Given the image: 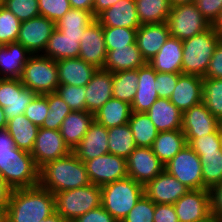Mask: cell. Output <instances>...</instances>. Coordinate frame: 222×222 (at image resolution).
<instances>
[{
  "instance_id": "cell-13",
  "label": "cell",
  "mask_w": 222,
  "mask_h": 222,
  "mask_svg": "<svg viewBox=\"0 0 222 222\" xmlns=\"http://www.w3.org/2000/svg\"><path fill=\"white\" fill-rule=\"evenodd\" d=\"M71 152L59 130L40 127L31 155L36 166L40 168L47 162L63 158Z\"/></svg>"
},
{
  "instance_id": "cell-42",
  "label": "cell",
  "mask_w": 222,
  "mask_h": 222,
  "mask_svg": "<svg viewBox=\"0 0 222 222\" xmlns=\"http://www.w3.org/2000/svg\"><path fill=\"white\" fill-rule=\"evenodd\" d=\"M202 102L214 117L222 120V79L204 78Z\"/></svg>"
},
{
  "instance_id": "cell-65",
  "label": "cell",
  "mask_w": 222,
  "mask_h": 222,
  "mask_svg": "<svg viewBox=\"0 0 222 222\" xmlns=\"http://www.w3.org/2000/svg\"><path fill=\"white\" fill-rule=\"evenodd\" d=\"M219 135H220V144H221V150H222V126H219Z\"/></svg>"
},
{
  "instance_id": "cell-40",
  "label": "cell",
  "mask_w": 222,
  "mask_h": 222,
  "mask_svg": "<svg viewBox=\"0 0 222 222\" xmlns=\"http://www.w3.org/2000/svg\"><path fill=\"white\" fill-rule=\"evenodd\" d=\"M202 164L203 189L222 182V151L197 153Z\"/></svg>"
},
{
  "instance_id": "cell-47",
  "label": "cell",
  "mask_w": 222,
  "mask_h": 222,
  "mask_svg": "<svg viewBox=\"0 0 222 222\" xmlns=\"http://www.w3.org/2000/svg\"><path fill=\"white\" fill-rule=\"evenodd\" d=\"M155 203L145 194L121 222H153Z\"/></svg>"
},
{
  "instance_id": "cell-55",
  "label": "cell",
  "mask_w": 222,
  "mask_h": 222,
  "mask_svg": "<svg viewBox=\"0 0 222 222\" xmlns=\"http://www.w3.org/2000/svg\"><path fill=\"white\" fill-rule=\"evenodd\" d=\"M153 222H179L173 204H155Z\"/></svg>"
},
{
  "instance_id": "cell-64",
  "label": "cell",
  "mask_w": 222,
  "mask_h": 222,
  "mask_svg": "<svg viewBox=\"0 0 222 222\" xmlns=\"http://www.w3.org/2000/svg\"><path fill=\"white\" fill-rule=\"evenodd\" d=\"M0 222H6V210L0 209Z\"/></svg>"
},
{
  "instance_id": "cell-17",
  "label": "cell",
  "mask_w": 222,
  "mask_h": 222,
  "mask_svg": "<svg viewBox=\"0 0 222 222\" xmlns=\"http://www.w3.org/2000/svg\"><path fill=\"white\" fill-rule=\"evenodd\" d=\"M106 57L103 26L95 20L84 30L80 39L79 58L97 69H103Z\"/></svg>"
},
{
  "instance_id": "cell-15",
  "label": "cell",
  "mask_w": 222,
  "mask_h": 222,
  "mask_svg": "<svg viewBox=\"0 0 222 222\" xmlns=\"http://www.w3.org/2000/svg\"><path fill=\"white\" fill-rule=\"evenodd\" d=\"M128 177L145 186L164 170L151 147H136L126 158Z\"/></svg>"
},
{
  "instance_id": "cell-10",
  "label": "cell",
  "mask_w": 222,
  "mask_h": 222,
  "mask_svg": "<svg viewBox=\"0 0 222 222\" xmlns=\"http://www.w3.org/2000/svg\"><path fill=\"white\" fill-rule=\"evenodd\" d=\"M36 95L35 92L23 86L20 78H0V106L7 121L24 114Z\"/></svg>"
},
{
  "instance_id": "cell-63",
  "label": "cell",
  "mask_w": 222,
  "mask_h": 222,
  "mask_svg": "<svg viewBox=\"0 0 222 222\" xmlns=\"http://www.w3.org/2000/svg\"><path fill=\"white\" fill-rule=\"evenodd\" d=\"M172 7L181 5V4H190L195 3V0H169Z\"/></svg>"
},
{
  "instance_id": "cell-37",
  "label": "cell",
  "mask_w": 222,
  "mask_h": 222,
  "mask_svg": "<svg viewBox=\"0 0 222 222\" xmlns=\"http://www.w3.org/2000/svg\"><path fill=\"white\" fill-rule=\"evenodd\" d=\"M141 25L167 22L171 12L169 0H135Z\"/></svg>"
},
{
  "instance_id": "cell-2",
  "label": "cell",
  "mask_w": 222,
  "mask_h": 222,
  "mask_svg": "<svg viewBox=\"0 0 222 222\" xmlns=\"http://www.w3.org/2000/svg\"><path fill=\"white\" fill-rule=\"evenodd\" d=\"M56 211L55 195L39 185L13 189L6 208V222H41Z\"/></svg>"
},
{
  "instance_id": "cell-58",
  "label": "cell",
  "mask_w": 222,
  "mask_h": 222,
  "mask_svg": "<svg viewBox=\"0 0 222 222\" xmlns=\"http://www.w3.org/2000/svg\"><path fill=\"white\" fill-rule=\"evenodd\" d=\"M119 0H94L92 7V12L95 17H97L105 9L110 8Z\"/></svg>"
},
{
  "instance_id": "cell-32",
  "label": "cell",
  "mask_w": 222,
  "mask_h": 222,
  "mask_svg": "<svg viewBox=\"0 0 222 222\" xmlns=\"http://www.w3.org/2000/svg\"><path fill=\"white\" fill-rule=\"evenodd\" d=\"M82 37L64 36L57 28L48 40L43 56L54 61L65 58H78L80 51V39Z\"/></svg>"
},
{
  "instance_id": "cell-24",
  "label": "cell",
  "mask_w": 222,
  "mask_h": 222,
  "mask_svg": "<svg viewBox=\"0 0 222 222\" xmlns=\"http://www.w3.org/2000/svg\"><path fill=\"white\" fill-rule=\"evenodd\" d=\"M56 64L60 85L86 86L97 70L79 57L60 59Z\"/></svg>"
},
{
  "instance_id": "cell-6",
  "label": "cell",
  "mask_w": 222,
  "mask_h": 222,
  "mask_svg": "<svg viewBox=\"0 0 222 222\" xmlns=\"http://www.w3.org/2000/svg\"><path fill=\"white\" fill-rule=\"evenodd\" d=\"M100 206L101 186L93 183L55 194L56 212L68 222Z\"/></svg>"
},
{
  "instance_id": "cell-50",
  "label": "cell",
  "mask_w": 222,
  "mask_h": 222,
  "mask_svg": "<svg viewBox=\"0 0 222 222\" xmlns=\"http://www.w3.org/2000/svg\"><path fill=\"white\" fill-rule=\"evenodd\" d=\"M49 110L47 94H37L25 109L24 115L35 125L41 127Z\"/></svg>"
},
{
  "instance_id": "cell-44",
  "label": "cell",
  "mask_w": 222,
  "mask_h": 222,
  "mask_svg": "<svg viewBox=\"0 0 222 222\" xmlns=\"http://www.w3.org/2000/svg\"><path fill=\"white\" fill-rule=\"evenodd\" d=\"M21 21L4 6L0 7V46L17 42Z\"/></svg>"
},
{
  "instance_id": "cell-3",
  "label": "cell",
  "mask_w": 222,
  "mask_h": 222,
  "mask_svg": "<svg viewBox=\"0 0 222 222\" xmlns=\"http://www.w3.org/2000/svg\"><path fill=\"white\" fill-rule=\"evenodd\" d=\"M86 166L71 152L69 155L49 161L39 168V186L54 195L60 191L89 185Z\"/></svg>"
},
{
  "instance_id": "cell-67",
  "label": "cell",
  "mask_w": 222,
  "mask_h": 222,
  "mask_svg": "<svg viewBox=\"0 0 222 222\" xmlns=\"http://www.w3.org/2000/svg\"><path fill=\"white\" fill-rule=\"evenodd\" d=\"M3 1H4V0H0V7L3 6Z\"/></svg>"
},
{
  "instance_id": "cell-25",
  "label": "cell",
  "mask_w": 222,
  "mask_h": 222,
  "mask_svg": "<svg viewBox=\"0 0 222 222\" xmlns=\"http://www.w3.org/2000/svg\"><path fill=\"white\" fill-rule=\"evenodd\" d=\"M182 58L183 41L170 36L148 64L156 72L182 73Z\"/></svg>"
},
{
  "instance_id": "cell-5",
  "label": "cell",
  "mask_w": 222,
  "mask_h": 222,
  "mask_svg": "<svg viewBox=\"0 0 222 222\" xmlns=\"http://www.w3.org/2000/svg\"><path fill=\"white\" fill-rule=\"evenodd\" d=\"M219 41L212 26L205 32L183 40L182 74L204 77Z\"/></svg>"
},
{
  "instance_id": "cell-39",
  "label": "cell",
  "mask_w": 222,
  "mask_h": 222,
  "mask_svg": "<svg viewBox=\"0 0 222 222\" xmlns=\"http://www.w3.org/2000/svg\"><path fill=\"white\" fill-rule=\"evenodd\" d=\"M109 153L127 158L136 148V142L128 123L108 128Z\"/></svg>"
},
{
  "instance_id": "cell-20",
  "label": "cell",
  "mask_w": 222,
  "mask_h": 222,
  "mask_svg": "<svg viewBox=\"0 0 222 222\" xmlns=\"http://www.w3.org/2000/svg\"><path fill=\"white\" fill-rule=\"evenodd\" d=\"M203 80V77L197 75L181 73L170 101L181 112L201 103L203 101Z\"/></svg>"
},
{
  "instance_id": "cell-22",
  "label": "cell",
  "mask_w": 222,
  "mask_h": 222,
  "mask_svg": "<svg viewBox=\"0 0 222 222\" xmlns=\"http://www.w3.org/2000/svg\"><path fill=\"white\" fill-rule=\"evenodd\" d=\"M170 37L167 22L144 24L137 29L136 43L148 63Z\"/></svg>"
},
{
  "instance_id": "cell-38",
  "label": "cell",
  "mask_w": 222,
  "mask_h": 222,
  "mask_svg": "<svg viewBox=\"0 0 222 222\" xmlns=\"http://www.w3.org/2000/svg\"><path fill=\"white\" fill-rule=\"evenodd\" d=\"M138 69L112 73V97L132 104L138 85Z\"/></svg>"
},
{
  "instance_id": "cell-49",
  "label": "cell",
  "mask_w": 222,
  "mask_h": 222,
  "mask_svg": "<svg viewBox=\"0 0 222 222\" xmlns=\"http://www.w3.org/2000/svg\"><path fill=\"white\" fill-rule=\"evenodd\" d=\"M187 144L196 153H211L221 150L219 129L212 133L201 137H185Z\"/></svg>"
},
{
  "instance_id": "cell-12",
  "label": "cell",
  "mask_w": 222,
  "mask_h": 222,
  "mask_svg": "<svg viewBox=\"0 0 222 222\" xmlns=\"http://www.w3.org/2000/svg\"><path fill=\"white\" fill-rule=\"evenodd\" d=\"M91 183L105 185L128 177L126 158L114 154L100 155L85 162Z\"/></svg>"
},
{
  "instance_id": "cell-19",
  "label": "cell",
  "mask_w": 222,
  "mask_h": 222,
  "mask_svg": "<svg viewBox=\"0 0 222 222\" xmlns=\"http://www.w3.org/2000/svg\"><path fill=\"white\" fill-rule=\"evenodd\" d=\"M96 20L103 27L138 29L141 26L135 0H119L101 12Z\"/></svg>"
},
{
  "instance_id": "cell-41",
  "label": "cell",
  "mask_w": 222,
  "mask_h": 222,
  "mask_svg": "<svg viewBox=\"0 0 222 222\" xmlns=\"http://www.w3.org/2000/svg\"><path fill=\"white\" fill-rule=\"evenodd\" d=\"M47 100L49 110L41 128L59 130L63 120L72 110L56 92L47 93Z\"/></svg>"
},
{
  "instance_id": "cell-18",
  "label": "cell",
  "mask_w": 222,
  "mask_h": 222,
  "mask_svg": "<svg viewBox=\"0 0 222 222\" xmlns=\"http://www.w3.org/2000/svg\"><path fill=\"white\" fill-rule=\"evenodd\" d=\"M220 121L214 117L203 102L182 112V131L185 137H201L219 129Z\"/></svg>"
},
{
  "instance_id": "cell-57",
  "label": "cell",
  "mask_w": 222,
  "mask_h": 222,
  "mask_svg": "<svg viewBox=\"0 0 222 222\" xmlns=\"http://www.w3.org/2000/svg\"><path fill=\"white\" fill-rule=\"evenodd\" d=\"M12 190L13 189L6 183V181L3 179L2 175L0 174V209L1 210H6Z\"/></svg>"
},
{
  "instance_id": "cell-51",
  "label": "cell",
  "mask_w": 222,
  "mask_h": 222,
  "mask_svg": "<svg viewBox=\"0 0 222 222\" xmlns=\"http://www.w3.org/2000/svg\"><path fill=\"white\" fill-rule=\"evenodd\" d=\"M181 73L156 72V86L159 98L170 99Z\"/></svg>"
},
{
  "instance_id": "cell-60",
  "label": "cell",
  "mask_w": 222,
  "mask_h": 222,
  "mask_svg": "<svg viewBox=\"0 0 222 222\" xmlns=\"http://www.w3.org/2000/svg\"><path fill=\"white\" fill-rule=\"evenodd\" d=\"M212 28L220 40H222V10L220 11L218 18L213 22Z\"/></svg>"
},
{
  "instance_id": "cell-8",
  "label": "cell",
  "mask_w": 222,
  "mask_h": 222,
  "mask_svg": "<svg viewBox=\"0 0 222 222\" xmlns=\"http://www.w3.org/2000/svg\"><path fill=\"white\" fill-rule=\"evenodd\" d=\"M167 24L170 36L182 41L205 32L212 26L202 16L195 3L171 7Z\"/></svg>"
},
{
  "instance_id": "cell-30",
  "label": "cell",
  "mask_w": 222,
  "mask_h": 222,
  "mask_svg": "<svg viewBox=\"0 0 222 222\" xmlns=\"http://www.w3.org/2000/svg\"><path fill=\"white\" fill-rule=\"evenodd\" d=\"M94 120V114L88 111H71L65 117L59 131L71 150L80 143Z\"/></svg>"
},
{
  "instance_id": "cell-34",
  "label": "cell",
  "mask_w": 222,
  "mask_h": 222,
  "mask_svg": "<svg viewBox=\"0 0 222 222\" xmlns=\"http://www.w3.org/2000/svg\"><path fill=\"white\" fill-rule=\"evenodd\" d=\"M131 112L130 104L112 97L94 113V119L108 129L128 123Z\"/></svg>"
},
{
  "instance_id": "cell-27",
  "label": "cell",
  "mask_w": 222,
  "mask_h": 222,
  "mask_svg": "<svg viewBox=\"0 0 222 222\" xmlns=\"http://www.w3.org/2000/svg\"><path fill=\"white\" fill-rule=\"evenodd\" d=\"M146 113L159 132L182 129V112L170 99L158 98Z\"/></svg>"
},
{
  "instance_id": "cell-29",
  "label": "cell",
  "mask_w": 222,
  "mask_h": 222,
  "mask_svg": "<svg viewBox=\"0 0 222 222\" xmlns=\"http://www.w3.org/2000/svg\"><path fill=\"white\" fill-rule=\"evenodd\" d=\"M31 55L17 42L0 46V78H20Z\"/></svg>"
},
{
  "instance_id": "cell-4",
  "label": "cell",
  "mask_w": 222,
  "mask_h": 222,
  "mask_svg": "<svg viewBox=\"0 0 222 222\" xmlns=\"http://www.w3.org/2000/svg\"><path fill=\"white\" fill-rule=\"evenodd\" d=\"M144 195V186L126 177L101 186V206L121 222Z\"/></svg>"
},
{
  "instance_id": "cell-16",
  "label": "cell",
  "mask_w": 222,
  "mask_h": 222,
  "mask_svg": "<svg viewBox=\"0 0 222 222\" xmlns=\"http://www.w3.org/2000/svg\"><path fill=\"white\" fill-rule=\"evenodd\" d=\"M190 189L163 170L144 186V194L155 204H174Z\"/></svg>"
},
{
  "instance_id": "cell-52",
  "label": "cell",
  "mask_w": 222,
  "mask_h": 222,
  "mask_svg": "<svg viewBox=\"0 0 222 222\" xmlns=\"http://www.w3.org/2000/svg\"><path fill=\"white\" fill-rule=\"evenodd\" d=\"M202 16L212 25L222 10V0H195Z\"/></svg>"
},
{
  "instance_id": "cell-23",
  "label": "cell",
  "mask_w": 222,
  "mask_h": 222,
  "mask_svg": "<svg viewBox=\"0 0 222 222\" xmlns=\"http://www.w3.org/2000/svg\"><path fill=\"white\" fill-rule=\"evenodd\" d=\"M86 111L95 113L112 98V72L97 69L85 86Z\"/></svg>"
},
{
  "instance_id": "cell-35",
  "label": "cell",
  "mask_w": 222,
  "mask_h": 222,
  "mask_svg": "<svg viewBox=\"0 0 222 222\" xmlns=\"http://www.w3.org/2000/svg\"><path fill=\"white\" fill-rule=\"evenodd\" d=\"M96 20L93 12L71 8L57 23L64 36L82 37L84 30Z\"/></svg>"
},
{
  "instance_id": "cell-7",
  "label": "cell",
  "mask_w": 222,
  "mask_h": 222,
  "mask_svg": "<svg viewBox=\"0 0 222 222\" xmlns=\"http://www.w3.org/2000/svg\"><path fill=\"white\" fill-rule=\"evenodd\" d=\"M24 87L36 94L56 92L60 85L56 61L42 54L31 55L20 77Z\"/></svg>"
},
{
  "instance_id": "cell-46",
  "label": "cell",
  "mask_w": 222,
  "mask_h": 222,
  "mask_svg": "<svg viewBox=\"0 0 222 222\" xmlns=\"http://www.w3.org/2000/svg\"><path fill=\"white\" fill-rule=\"evenodd\" d=\"M3 6L21 22L40 16L38 0H4Z\"/></svg>"
},
{
  "instance_id": "cell-36",
  "label": "cell",
  "mask_w": 222,
  "mask_h": 222,
  "mask_svg": "<svg viewBox=\"0 0 222 222\" xmlns=\"http://www.w3.org/2000/svg\"><path fill=\"white\" fill-rule=\"evenodd\" d=\"M136 147H151L159 131L146 112H131L128 122Z\"/></svg>"
},
{
  "instance_id": "cell-61",
  "label": "cell",
  "mask_w": 222,
  "mask_h": 222,
  "mask_svg": "<svg viewBox=\"0 0 222 222\" xmlns=\"http://www.w3.org/2000/svg\"><path fill=\"white\" fill-rule=\"evenodd\" d=\"M41 222H68L62 218L56 211Z\"/></svg>"
},
{
  "instance_id": "cell-56",
  "label": "cell",
  "mask_w": 222,
  "mask_h": 222,
  "mask_svg": "<svg viewBox=\"0 0 222 222\" xmlns=\"http://www.w3.org/2000/svg\"><path fill=\"white\" fill-rule=\"evenodd\" d=\"M73 222H117L102 206L79 216Z\"/></svg>"
},
{
  "instance_id": "cell-9",
  "label": "cell",
  "mask_w": 222,
  "mask_h": 222,
  "mask_svg": "<svg viewBox=\"0 0 222 222\" xmlns=\"http://www.w3.org/2000/svg\"><path fill=\"white\" fill-rule=\"evenodd\" d=\"M164 170L190 190L203 189L201 160L188 144L164 165Z\"/></svg>"
},
{
  "instance_id": "cell-1",
  "label": "cell",
  "mask_w": 222,
  "mask_h": 222,
  "mask_svg": "<svg viewBox=\"0 0 222 222\" xmlns=\"http://www.w3.org/2000/svg\"><path fill=\"white\" fill-rule=\"evenodd\" d=\"M0 174L12 189L39 184V168L31 153L18 149L6 128L0 129Z\"/></svg>"
},
{
  "instance_id": "cell-62",
  "label": "cell",
  "mask_w": 222,
  "mask_h": 222,
  "mask_svg": "<svg viewBox=\"0 0 222 222\" xmlns=\"http://www.w3.org/2000/svg\"><path fill=\"white\" fill-rule=\"evenodd\" d=\"M7 126V118L3 111V108L0 106V129H4Z\"/></svg>"
},
{
  "instance_id": "cell-28",
  "label": "cell",
  "mask_w": 222,
  "mask_h": 222,
  "mask_svg": "<svg viewBox=\"0 0 222 222\" xmlns=\"http://www.w3.org/2000/svg\"><path fill=\"white\" fill-rule=\"evenodd\" d=\"M146 64L147 62L143 58L137 43H134L126 47L109 50L103 69L114 73L138 69Z\"/></svg>"
},
{
  "instance_id": "cell-59",
  "label": "cell",
  "mask_w": 222,
  "mask_h": 222,
  "mask_svg": "<svg viewBox=\"0 0 222 222\" xmlns=\"http://www.w3.org/2000/svg\"><path fill=\"white\" fill-rule=\"evenodd\" d=\"M71 8L92 12L94 0H69Z\"/></svg>"
},
{
  "instance_id": "cell-66",
  "label": "cell",
  "mask_w": 222,
  "mask_h": 222,
  "mask_svg": "<svg viewBox=\"0 0 222 222\" xmlns=\"http://www.w3.org/2000/svg\"><path fill=\"white\" fill-rule=\"evenodd\" d=\"M196 222H217L215 219H205V220H200Z\"/></svg>"
},
{
  "instance_id": "cell-43",
  "label": "cell",
  "mask_w": 222,
  "mask_h": 222,
  "mask_svg": "<svg viewBox=\"0 0 222 222\" xmlns=\"http://www.w3.org/2000/svg\"><path fill=\"white\" fill-rule=\"evenodd\" d=\"M137 29L103 27L107 52L136 43Z\"/></svg>"
},
{
  "instance_id": "cell-14",
  "label": "cell",
  "mask_w": 222,
  "mask_h": 222,
  "mask_svg": "<svg viewBox=\"0 0 222 222\" xmlns=\"http://www.w3.org/2000/svg\"><path fill=\"white\" fill-rule=\"evenodd\" d=\"M179 222L214 219L211 216L210 190H189L173 204Z\"/></svg>"
},
{
  "instance_id": "cell-54",
  "label": "cell",
  "mask_w": 222,
  "mask_h": 222,
  "mask_svg": "<svg viewBox=\"0 0 222 222\" xmlns=\"http://www.w3.org/2000/svg\"><path fill=\"white\" fill-rule=\"evenodd\" d=\"M211 216L222 222V182L210 189Z\"/></svg>"
},
{
  "instance_id": "cell-21",
  "label": "cell",
  "mask_w": 222,
  "mask_h": 222,
  "mask_svg": "<svg viewBox=\"0 0 222 222\" xmlns=\"http://www.w3.org/2000/svg\"><path fill=\"white\" fill-rule=\"evenodd\" d=\"M72 152L84 163L100 155L108 154V129L94 120Z\"/></svg>"
},
{
  "instance_id": "cell-45",
  "label": "cell",
  "mask_w": 222,
  "mask_h": 222,
  "mask_svg": "<svg viewBox=\"0 0 222 222\" xmlns=\"http://www.w3.org/2000/svg\"><path fill=\"white\" fill-rule=\"evenodd\" d=\"M56 93L69 105L72 111H86L85 86L59 85Z\"/></svg>"
},
{
  "instance_id": "cell-11",
  "label": "cell",
  "mask_w": 222,
  "mask_h": 222,
  "mask_svg": "<svg viewBox=\"0 0 222 222\" xmlns=\"http://www.w3.org/2000/svg\"><path fill=\"white\" fill-rule=\"evenodd\" d=\"M56 29V23L38 16L20 24L17 43L26 48L32 55L43 54L48 40Z\"/></svg>"
},
{
  "instance_id": "cell-33",
  "label": "cell",
  "mask_w": 222,
  "mask_h": 222,
  "mask_svg": "<svg viewBox=\"0 0 222 222\" xmlns=\"http://www.w3.org/2000/svg\"><path fill=\"white\" fill-rule=\"evenodd\" d=\"M187 144L181 129L159 132L151 146L158 159L167 164Z\"/></svg>"
},
{
  "instance_id": "cell-48",
  "label": "cell",
  "mask_w": 222,
  "mask_h": 222,
  "mask_svg": "<svg viewBox=\"0 0 222 222\" xmlns=\"http://www.w3.org/2000/svg\"><path fill=\"white\" fill-rule=\"evenodd\" d=\"M40 16L57 23L70 9L69 0H38Z\"/></svg>"
},
{
  "instance_id": "cell-31",
  "label": "cell",
  "mask_w": 222,
  "mask_h": 222,
  "mask_svg": "<svg viewBox=\"0 0 222 222\" xmlns=\"http://www.w3.org/2000/svg\"><path fill=\"white\" fill-rule=\"evenodd\" d=\"M39 128L24 114L7 121L6 126V129L14 140L15 146L30 153L33 150Z\"/></svg>"
},
{
  "instance_id": "cell-26",
  "label": "cell",
  "mask_w": 222,
  "mask_h": 222,
  "mask_svg": "<svg viewBox=\"0 0 222 222\" xmlns=\"http://www.w3.org/2000/svg\"><path fill=\"white\" fill-rule=\"evenodd\" d=\"M138 85L131 104L132 112H146L159 98L156 86V71L147 63L138 68Z\"/></svg>"
},
{
  "instance_id": "cell-53",
  "label": "cell",
  "mask_w": 222,
  "mask_h": 222,
  "mask_svg": "<svg viewBox=\"0 0 222 222\" xmlns=\"http://www.w3.org/2000/svg\"><path fill=\"white\" fill-rule=\"evenodd\" d=\"M203 78L222 79V40L217 44Z\"/></svg>"
}]
</instances>
